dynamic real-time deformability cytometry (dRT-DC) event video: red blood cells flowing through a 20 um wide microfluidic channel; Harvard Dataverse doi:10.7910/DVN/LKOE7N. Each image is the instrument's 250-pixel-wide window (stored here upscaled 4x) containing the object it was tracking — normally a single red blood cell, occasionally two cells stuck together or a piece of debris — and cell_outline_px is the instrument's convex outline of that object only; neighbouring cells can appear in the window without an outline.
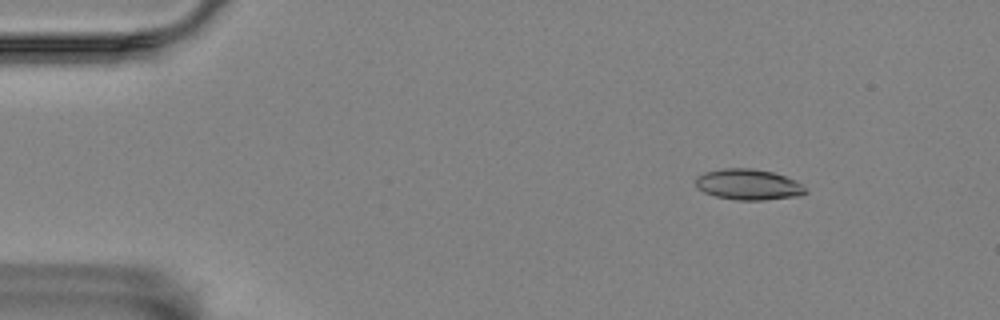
{"species": "Egyptian fruit bat (a non-hibernating species)", "species_latin": "Rousettus aegyptiacus", "temperature_condition": "room temperature", "stored_images_in_passage": 8, "camera_frame_rate_fps": 3000, "um_per_image_px": 0.085, "animal": {"sex": "female"}, "frame": {"image": 1, "passage_image": 2, "time_ms": 1.0, "image_size_px": [1000, 320], "cell_outline_px": [[808, 192], [800, 196], [764, 200], [736, 200], [716, 196], [704, 192], [696, 188], [696, 176], [704, 172], [724, 168], [748, 168], [772, 172], [796, 180], [804, 184]], "centroid_in_image_um": [63.63, 15.69], "position_along_channel_um": 21.4, "area_um2": 19.88}}
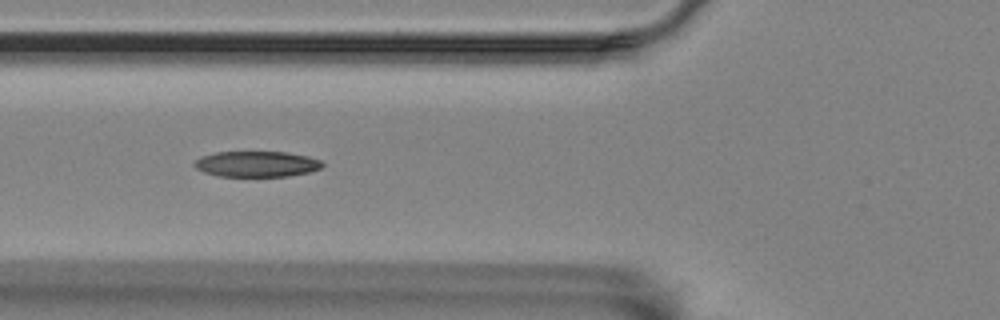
{"frame": {"image": 2, "passage_image": 6, "time_ms": 5.667, "image_size_px": [1000, 320], "cell_outline_px": [[324, 164], [320, 168], [308, 172], [288, 176], [216, 176], [204, 172], [196, 168], [192, 164], [200, 156], [216, 152], [288, 152], [308, 156], [320, 160]], "centroid_in_image_um": [21.79, 13.94], "position_along_channel_um": 104.0, "area_um2": 19.19}}
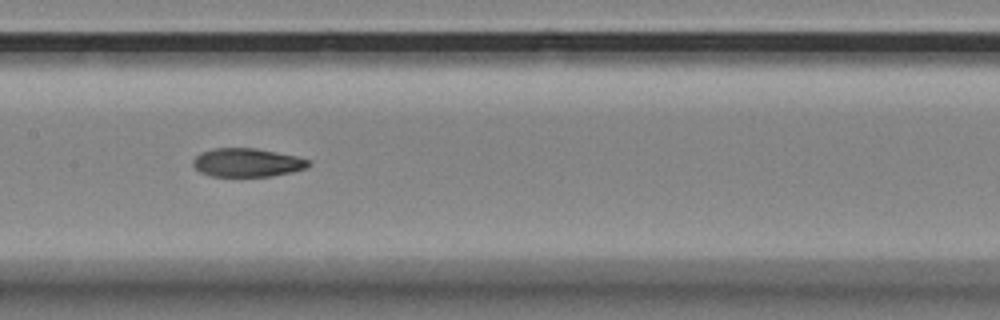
{"frame": {"image": 3, "passage_image": 8, "time_ms": 8.0, "image_size_px": [1000, 320], "cell_outline_px": [[312, 164], [308, 168], [292, 172], [272, 176], [212, 176], [200, 172], [192, 164], [192, 160], [200, 152], [212, 148], [252, 148], [296, 156], [308, 160]], "centroid_in_image_um": [21.0, 13.82], "position_along_channel_um": 186.4, "area_um2": 19.19}}